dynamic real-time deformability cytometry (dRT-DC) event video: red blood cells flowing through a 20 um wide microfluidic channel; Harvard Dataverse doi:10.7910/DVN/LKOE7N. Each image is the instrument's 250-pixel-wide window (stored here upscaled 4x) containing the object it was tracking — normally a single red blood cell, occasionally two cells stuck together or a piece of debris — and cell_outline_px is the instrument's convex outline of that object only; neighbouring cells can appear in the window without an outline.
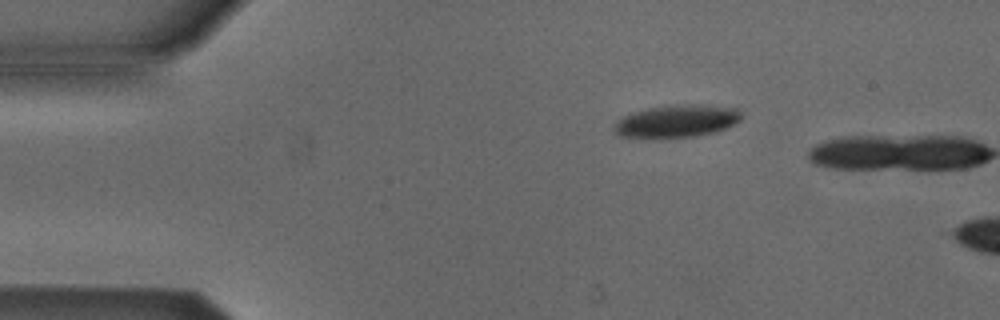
{"species": "Egyptian fruit bat (a non-hibernating species)", "species_latin": "Rousettus aegyptiacus", "temperature_condition": "cold", "stored_images_in_passage": 3, "camera_frame_rate_fps": 3000, "um_per_image_px": 0.085, "animal": {"sex": "male"}, "frame": {"image": 1, "passage_image": 2, "time_ms": 1.333, "image_size_px": [1000, 320], "cell_outline_px": [[740, 120], [716, 132], [696, 136], [664, 140], [656, 140], [620, 136], [616, 132], [616, 124], [624, 116], [632, 112], [648, 108], [676, 104], [704, 104], [736, 108], [740, 112]], "centroid_in_image_um": [57.51, 10.32], "position_along_channel_um": 27.5, "area_um2": 24.57}}